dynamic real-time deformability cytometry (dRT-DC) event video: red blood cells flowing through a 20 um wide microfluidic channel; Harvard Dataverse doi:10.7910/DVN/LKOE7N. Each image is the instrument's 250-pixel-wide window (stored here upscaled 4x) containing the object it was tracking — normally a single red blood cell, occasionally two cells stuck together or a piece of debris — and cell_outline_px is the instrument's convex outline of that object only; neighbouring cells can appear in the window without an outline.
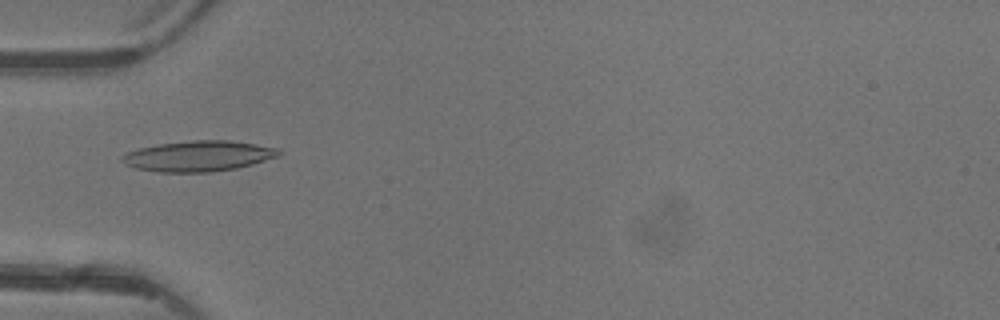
{"species": "common noctule bat (a hibernating species)", "species_latin": "Nyctalus noctula", "temperature_condition": "warm", "stored_images_in_passage": 3, "camera_frame_rate_fps": 3000, "um_per_image_px": 0.085, "animal": {"sex": "female"}, "frame": {"image": 1, "passage_image": 3, "time_ms": 3.333, "image_size_px": [1000, 320], "cell_outline_px": [[284, 152], [276, 156], [252, 164], [236, 168], [212, 172], [156, 172], [136, 168], [124, 164], [120, 160], [120, 156], [128, 152], [140, 148], [156, 144], [192, 140], [228, 140], [280, 148]], "centroid_in_image_um": [16.84, 13.26], "position_along_channel_um": 68.2, "area_um2": 27.98}}